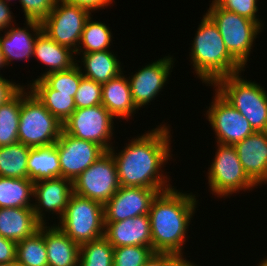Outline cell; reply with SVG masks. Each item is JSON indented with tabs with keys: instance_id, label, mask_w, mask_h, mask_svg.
<instances>
[{
	"instance_id": "cell-1",
	"label": "cell",
	"mask_w": 267,
	"mask_h": 266,
	"mask_svg": "<svg viewBox=\"0 0 267 266\" xmlns=\"http://www.w3.org/2000/svg\"><path fill=\"white\" fill-rule=\"evenodd\" d=\"M170 135L169 128L163 124L130 140L119 153L114 152V147L109 150L116 163L120 186L146 187L161 192L172 188L167 184L170 178L164 176L161 169L172 157Z\"/></svg>"
},
{
	"instance_id": "cell-2",
	"label": "cell",
	"mask_w": 267,
	"mask_h": 266,
	"mask_svg": "<svg viewBox=\"0 0 267 266\" xmlns=\"http://www.w3.org/2000/svg\"><path fill=\"white\" fill-rule=\"evenodd\" d=\"M195 195L178 192L175 188L159 192L150 211L152 249L154 252L183 256L182 246L197 205Z\"/></svg>"
},
{
	"instance_id": "cell-3",
	"label": "cell",
	"mask_w": 267,
	"mask_h": 266,
	"mask_svg": "<svg viewBox=\"0 0 267 266\" xmlns=\"http://www.w3.org/2000/svg\"><path fill=\"white\" fill-rule=\"evenodd\" d=\"M196 32L190 59L201 81L211 86L222 77L244 70V67L229 53L217 25L207 14L203 15Z\"/></svg>"
},
{
	"instance_id": "cell-4",
	"label": "cell",
	"mask_w": 267,
	"mask_h": 266,
	"mask_svg": "<svg viewBox=\"0 0 267 266\" xmlns=\"http://www.w3.org/2000/svg\"><path fill=\"white\" fill-rule=\"evenodd\" d=\"M240 73L222 77L212 86L249 121L255 132H267L266 90L258 83L241 78Z\"/></svg>"
},
{
	"instance_id": "cell-5",
	"label": "cell",
	"mask_w": 267,
	"mask_h": 266,
	"mask_svg": "<svg viewBox=\"0 0 267 266\" xmlns=\"http://www.w3.org/2000/svg\"><path fill=\"white\" fill-rule=\"evenodd\" d=\"M21 89L18 142L29 147L55 144L63 124L54 117L31 91Z\"/></svg>"
},
{
	"instance_id": "cell-6",
	"label": "cell",
	"mask_w": 267,
	"mask_h": 266,
	"mask_svg": "<svg viewBox=\"0 0 267 266\" xmlns=\"http://www.w3.org/2000/svg\"><path fill=\"white\" fill-rule=\"evenodd\" d=\"M59 220L56 226L80 246L104 236L103 204L74 192L69 198L64 215Z\"/></svg>"
},
{
	"instance_id": "cell-7",
	"label": "cell",
	"mask_w": 267,
	"mask_h": 266,
	"mask_svg": "<svg viewBox=\"0 0 267 266\" xmlns=\"http://www.w3.org/2000/svg\"><path fill=\"white\" fill-rule=\"evenodd\" d=\"M206 14L217 25L229 53L245 67L254 46V39L262 32L261 26L255 21L225 10L215 1H212Z\"/></svg>"
},
{
	"instance_id": "cell-8",
	"label": "cell",
	"mask_w": 267,
	"mask_h": 266,
	"mask_svg": "<svg viewBox=\"0 0 267 266\" xmlns=\"http://www.w3.org/2000/svg\"><path fill=\"white\" fill-rule=\"evenodd\" d=\"M214 160L208 169V183L214 195L225 197L257 186L245 173L233 145L217 144Z\"/></svg>"
},
{
	"instance_id": "cell-9",
	"label": "cell",
	"mask_w": 267,
	"mask_h": 266,
	"mask_svg": "<svg viewBox=\"0 0 267 266\" xmlns=\"http://www.w3.org/2000/svg\"><path fill=\"white\" fill-rule=\"evenodd\" d=\"M90 15L91 12L83 7L57 0L52 11L41 22L42 32L58 44L76 52Z\"/></svg>"
},
{
	"instance_id": "cell-10",
	"label": "cell",
	"mask_w": 267,
	"mask_h": 266,
	"mask_svg": "<svg viewBox=\"0 0 267 266\" xmlns=\"http://www.w3.org/2000/svg\"><path fill=\"white\" fill-rule=\"evenodd\" d=\"M120 188L115 160L109 151L100 156L73 182V192L105 204Z\"/></svg>"
},
{
	"instance_id": "cell-11",
	"label": "cell",
	"mask_w": 267,
	"mask_h": 266,
	"mask_svg": "<svg viewBox=\"0 0 267 266\" xmlns=\"http://www.w3.org/2000/svg\"><path fill=\"white\" fill-rule=\"evenodd\" d=\"M114 118L102 104L79 108L65 121L63 130L75 138L94 142L109 151L112 148L110 140Z\"/></svg>"
},
{
	"instance_id": "cell-12",
	"label": "cell",
	"mask_w": 267,
	"mask_h": 266,
	"mask_svg": "<svg viewBox=\"0 0 267 266\" xmlns=\"http://www.w3.org/2000/svg\"><path fill=\"white\" fill-rule=\"evenodd\" d=\"M206 117L217 137V143L234 145L254 133L249 121L216 90Z\"/></svg>"
},
{
	"instance_id": "cell-13",
	"label": "cell",
	"mask_w": 267,
	"mask_h": 266,
	"mask_svg": "<svg viewBox=\"0 0 267 266\" xmlns=\"http://www.w3.org/2000/svg\"><path fill=\"white\" fill-rule=\"evenodd\" d=\"M55 145L59 154L61 177L72 182L106 152L100 145L75 138L64 130Z\"/></svg>"
},
{
	"instance_id": "cell-14",
	"label": "cell",
	"mask_w": 267,
	"mask_h": 266,
	"mask_svg": "<svg viewBox=\"0 0 267 266\" xmlns=\"http://www.w3.org/2000/svg\"><path fill=\"white\" fill-rule=\"evenodd\" d=\"M161 192L146 187H123L103 205L104 222H118L148 215L153 199Z\"/></svg>"
},
{
	"instance_id": "cell-15",
	"label": "cell",
	"mask_w": 267,
	"mask_h": 266,
	"mask_svg": "<svg viewBox=\"0 0 267 266\" xmlns=\"http://www.w3.org/2000/svg\"><path fill=\"white\" fill-rule=\"evenodd\" d=\"M174 59L165 56L153 63L147 64L134 75L129 77V85L135 106L140 109L150 103L163 89L171 69H173Z\"/></svg>"
},
{
	"instance_id": "cell-16",
	"label": "cell",
	"mask_w": 267,
	"mask_h": 266,
	"mask_svg": "<svg viewBox=\"0 0 267 266\" xmlns=\"http://www.w3.org/2000/svg\"><path fill=\"white\" fill-rule=\"evenodd\" d=\"M73 193V182L63 177H55L43 179L34 182L35 201L33 203V211L36 219L45 225V216L42 211L55 212L59 214V218L65 213L69 198Z\"/></svg>"
},
{
	"instance_id": "cell-17",
	"label": "cell",
	"mask_w": 267,
	"mask_h": 266,
	"mask_svg": "<svg viewBox=\"0 0 267 266\" xmlns=\"http://www.w3.org/2000/svg\"><path fill=\"white\" fill-rule=\"evenodd\" d=\"M248 177L258 186L267 183V132H254L233 145Z\"/></svg>"
},
{
	"instance_id": "cell-18",
	"label": "cell",
	"mask_w": 267,
	"mask_h": 266,
	"mask_svg": "<svg viewBox=\"0 0 267 266\" xmlns=\"http://www.w3.org/2000/svg\"><path fill=\"white\" fill-rule=\"evenodd\" d=\"M104 237L114 247H152L150 219L148 215L128 218L118 222H105Z\"/></svg>"
},
{
	"instance_id": "cell-19",
	"label": "cell",
	"mask_w": 267,
	"mask_h": 266,
	"mask_svg": "<svg viewBox=\"0 0 267 266\" xmlns=\"http://www.w3.org/2000/svg\"><path fill=\"white\" fill-rule=\"evenodd\" d=\"M33 34L30 33L27 27H13L8 30L4 36H0V47L4 54L7 65L13 60H29L33 56L34 43L37 36L42 32V25L39 21L26 20Z\"/></svg>"
},
{
	"instance_id": "cell-20",
	"label": "cell",
	"mask_w": 267,
	"mask_h": 266,
	"mask_svg": "<svg viewBox=\"0 0 267 266\" xmlns=\"http://www.w3.org/2000/svg\"><path fill=\"white\" fill-rule=\"evenodd\" d=\"M102 105L115 117L125 119L138 111L132 98L128 77L119 76L102 84Z\"/></svg>"
},
{
	"instance_id": "cell-21",
	"label": "cell",
	"mask_w": 267,
	"mask_h": 266,
	"mask_svg": "<svg viewBox=\"0 0 267 266\" xmlns=\"http://www.w3.org/2000/svg\"><path fill=\"white\" fill-rule=\"evenodd\" d=\"M42 224L33 208H0V235L16 243L32 236Z\"/></svg>"
},
{
	"instance_id": "cell-22",
	"label": "cell",
	"mask_w": 267,
	"mask_h": 266,
	"mask_svg": "<svg viewBox=\"0 0 267 266\" xmlns=\"http://www.w3.org/2000/svg\"><path fill=\"white\" fill-rule=\"evenodd\" d=\"M48 266H78L80 245L72 241L59 227L44 226Z\"/></svg>"
},
{
	"instance_id": "cell-23",
	"label": "cell",
	"mask_w": 267,
	"mask_h": 266,
	"mask_svg": "<svg viewBox=\"0 0 267 266\" xmlns=\"http://www.w3.org/2000/svg\"><path fill=\"white\" fill-rule=\"evenodd\" d=\"M75 52L70 48L60 45L51 38H49L44 32H41L34 43L33 56L49 66V70L38 76L41 79L44 75L70 69L77 62L74 61Z\"/></svg>"
},
{
	"instance_id": "cell-24",
	"label": "cell",
	"mask_w": 267,
	"mask_h": 266,
	"mask_svg": "<svg viewBox=\"0 0 267 266\" xmlns=\"http://www.w3.org/2000/svg\"><path fill=\"white\" fill-rule=\"evenodd\" d=\"M82 54L81 60L85 69L84 72L81 69V73L87 79L103 84L123 72L121 62L110 50Z\"/></svg>"
},
{
	"instance_id": "cell-25",
	"label": "cell",
	"mask_w": 267,
	"mask_h": 266,
	"mask_svg": "<svg viewBox=\"0 0 267 266\" xmlns=\"http://www.w3.org/2000/svg\"><path fill=\"white\" fill-rule=\"evenodd\" d=\"M28 179L33 182L61 177L56 145L31 147L27 159Z\"/></svg>"
},
{
	"instance_id": "cell-26",
	"label": "cell",
	"mask_w": 267,
	"mask_h": 266,
	"mask_svg": "<svg viewBox=\"0 0 267 266\" xmlns=\"http://www.w3.org/2000/svg\"><path fill=\"white\" fill-rule=\"evenodd\" d=\"M29 85L26 89H30L45 108L62 124L76 110L74 97L70 94L58 93V91L49 88L41 79H35Z\"/></svg>"
},
{
	"instance_id": "cell-27",
	"label": "cell",
	"mask_w": 267,
	"mask_h": 266,
	"mask_svg": "<svg viewBox=\"0 0 267 266\" xmlns=\"http://www.w3.org/2000/svg\"><path fill=\"white\" fill-rule=\"evenodd\" d=\"M33 195L32 180L0 176V208H32Z\"/></svg>"
},
{
	"instance_id": "cell-28",
	"label": "cell",
	"mask_w": 267,
	"mask_h": 266,
	"mask_svg": "<svg viewBox=\"0 0 267 266\" xmlns=\"http://www.w3.org/2000/svg\"><path fill=\"white\" fill-rule=\"evenodd\" d=\"M30 149L20 142L0 147V176L28 179L27 159Z\"/></svg>"
},
{
	"instance_id": "cell-29",
	"label": "cell",
	"mask_w": 267,
	"mask_h": 266,
	"mask_svg": "<svg viewBox=\"0 0 267 266\" xmlns=\"http://www.w3.org/2000/svg\"><path fill=\"white\" fill-rule=\"evenodd\" d=\"M16 262L19 266H48L44 225L32 236L17 242Z\"/></svg>"
},
{
	"instance_id": "cell-30",
	"label": "cell",
	"mask_w": 267,
	"mask_h": 266,
	"mask_svg": "<svg viewBox=\"0 0 267 266\" xmlns=\"http://www.w3.org/2000/svg\"><path fill=\"white\" fill-rule=\"evenodd\" d=\"M21 90L8 102L0 105V147L18 142Z\"/></svg>"
},
{
	"instance_id": "cell-31",
	"label": "cell",
	"mask_w": 267,
	"mask_h": 266,
	"mask_svg": "<svg viewBox=\"0 0 267 266\" xmlns=\"http://www.w3.org/2000/svg\"><path fill=\"white\" fill-rule=\"evenodd\" d=\"M91 19L90 15L85 23L81 40L75 54L109 50L112 41V33L109 27L106 26L105 23L98 21L94 22Z\"/></svg>"
},
{
	"instance_id": "cell-32",
	"label": "cell",
	"mask_w": 267,
	"mask_h": 266,
	"mask_svg": "<svg viewBox=\"0 0 267 266\" xmlns=\"http://www.w3.org/2000/svg\"><path fill=\"white\" fill-rule=\"evenodd\" d=\"M114 247L103 236L80 246L78 266H113Z\"/></svg>"
},
{
	"instance_id": "cell-33",
	"label": "cell",
	"mask_w": 267,
	"mask_h": 266,
	"mask_svg": "<svg viewBox=\"0 0 267 266\" xmlns=\"http://www.w3.org/2000/svg\"><path fill=\"white\" fill-rule=\"evenodd\" d=\"M78 65L76 63L70 69L46 74L41 80L58 93L70 94L74 97L83 78L81 67Z\"/></svg>"
},
{
	"instance_id": "cell-34",
	"label": "cell",
	"mask_w": 267,
	"mask_h": 266,
	"mask_svg": "<svg viewBox=\"0 0 267 266\" xmlns=\"http://www.w3.org/2000/svg\"><path fill=\"white\" fill-rule=\"evenodd\" d=\"M154 253L152 247L122 246L114 248L113 266H142Z\"/></svg>"
},
{
	"instance_id": "cell-35",
	"label": "cell",
	"mask_w": 267,
	"mask_h": 266,
	"mask_svg": "<svg viewBox=\"0 0 267 266\" xmlns=\"http://www.w3.org/2000/svg\"><path fill=\"white\" fill-rule=\"evenodd\" d=\"M76 109L102 104V84L83 77L74 96Z\"/></svg>"
},
{
	"instance_id": "cell-36",
	"label": "cell",
	"mask_w": 267,
	"mask_h": 266,
	"mask_svg": "<svg viewBox=\"0 0 267 266\" xmlns=\"http://www.w3.org/2000/svg\"><path fill=\"white\" fill-rule=\"evenodd\" d=\"M216 3L225 10L255 21L261 27L263 25L256 17L258 12L257 0H217Z\"/></svg>"
},
{
	"instance_id": "cell-37",
	"label": "cell",
	"mask_w": 267,
	"mask_h": 266,
	"mask_svg": "<svg viewBox=\"0 0 267 266\" xmlns=\"http://www.w3.org/2000/svg\"><path fill=\"white\" fill-rule=\"evenodd\" d=\"M26 20L42 22L54 8L57 0H19Z\"/></svg>"
},
{
	"instance_id": "cell-38",
	"label": "cell",
	"mask_w": 267,
	"mask_h": 266,
	"mask_svg": "<svg viewBox=\"0 0 267 266\" xmlns=\"http://www.w3.org/2000/svg\"><path fill=\"white\" fill-rule=\"evenodd\" d=\"M174 253L154 252L142 266H189L191 261Z\"/></svg>"
},
{
	"instance_id": "cell-39",
	"label": "cell",
	"mask_w": 267,
	"mask_h": 266,
	"mask_svg": "<svg viewBox=\"0 0 267 266\" xmlns=\"http://www.w3.org/2000/svg\"><path fill=\"white\" fill-rule=\"evenodd\" d=\"M14 83L0 74V105L8 102L23 88V86Z\"/></svg>"
},
{
	"instance_id": "cell-40",
	"label": "cell",
	"mask_w": 267,
	"mask_h": 266,
	"mask_svg": "<svg viewBox=\"0 0 267 266\" xmlns=\"http://www.w3.org/2000/svg\"><path fill=\"white\" fill-rule=\"evenodd\" d=\"M17 243L0 235V263L16 261Z\"/></svg>"
},
{
	"instance_id": "cell-41",
	"label": "cell",
	"mask_w": 267,
	"mask_h": 266,
	"mask_svg": "<svg viewBox=\"0 0 267 266\" xmlns=\"http://www.w3.org/2000/svg\"><path fill=\"white\" fill-rule=\"evenodd\" d=\"M60 1L66 4L83 7L92 12L94 10L98 9L100 10V8L105 9L104 7H107L110 4H112L114 0H60Z\"/></svg>"
},
{
	"instance_id": "cell-42",
	"label": "cell",
	"mask_w": 267,
	"mask_h": 266,
	"mask_svg": "<svg viewBox=\"0 0 267 266\" xmlns=\"http://www.w3.org/2000/svg\"><path fill=\"white\" fill-rule=\"evenodd\" d=\"M9 8L7 2L0 0V31H3L7 27L9 28L13 22L12 13Z\"/></svg>"
},
{
	"instance_id": "cell-43",
	"label": "cell",
	"mask_w": 267,
	"mask_h": 266,
	"mask_svg": "<svg viewBox=\"0 0 267 266\" xmlns=\"http://www.w3.org/2000/svg\"><path fill=\"white\" fill-rule=\"evenodd\" d=\"M4 66L6 67L7 66V63H6L4 54L1 51V47H0V68L2 69V67H4Z\"/></svg>"
},
{
	"instance_id": "cell-44",
	"label": "cell",
	"mask_w": 267,
	"mask_h": 266,
	"mask_svg": "<svg viewBox=\"0 0 267 266\" xmlns=\"http://www.w3.org/2000/svg\"><path fill=\"white\" fill-rule=\"evenodd\" d=\"M0 266H19L16 261L0 263Z\"/></svg>"
},
{
	"instance_id": "cell-45",
	"label": "cell",
	"mask_w": 267,
	"mask_h": 266,
	"mask_svg": "<svg viewBox=\"0 0 267 266\" xmlns=\"http://www.w3.org/2000/svg\"><path fill=\"white\" fill-rule=\"evenodd\" d=\"M258 266H267V259L262 260L261 263L258 264Z\"/></svg>"
},
{
	"instance_id": "cell-46",
	"label": "cell",
	"mask_w": 267,
	"mask_h": 266,
	"mask_svg": "<svg viewBox=\"0 0 267 266\" xmlns=\"http://www.w3.org/2000/svg\"><path fill=\"white\" fill-rule=\"evenodd\" d=\"M189 266H198V265H194L193 262H192Z\"/></svg>"
}]
</instances>
